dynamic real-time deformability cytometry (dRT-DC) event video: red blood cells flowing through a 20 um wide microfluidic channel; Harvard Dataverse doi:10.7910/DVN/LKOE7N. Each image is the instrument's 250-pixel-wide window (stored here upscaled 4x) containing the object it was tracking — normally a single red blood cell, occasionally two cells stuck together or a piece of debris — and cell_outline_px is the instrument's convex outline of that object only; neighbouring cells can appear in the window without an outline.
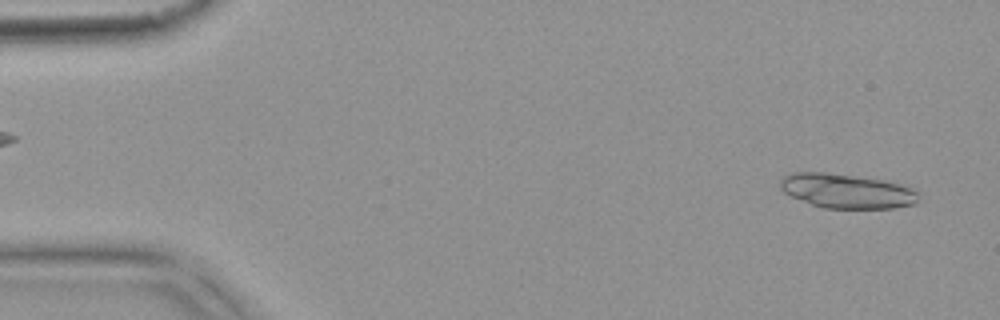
{"species": "common noctule bat (a hibernating species)", "species_latin": "Nyctalus noctula", "temperature_condition": "warm", "stored_images_in_passage": 5, "camera_frame_rate_fps": 3000, "um_per_image_px": 0.085, "animal": {"sex": "female", "body_mass_g": 18.4}, "frame": {"image": 1, "passage_image": 5, "time_ms": 1.333, "image_size_px": [1000, 320], "cell_outline_px": [[920, 192], [916, 204], [892, 208], [824, 208], [812, 204], [792, 196], [784, 192], [780, 188], [780, 180], [784, 176], [796, 172], [824, 172], [884, 180], [900, 184], [912, 188]], "centroid_in_image_um": [72.01, 16.24], "position_along_channel_um": 13.0, "area_um2": 27.63}}